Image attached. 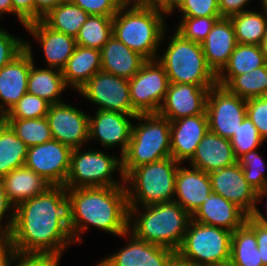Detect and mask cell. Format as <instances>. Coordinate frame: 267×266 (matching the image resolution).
Here are the masks:
<instances>
[{"instance_id": "cell-1", "label": "cell", "mask_w": 267, "mask_h": 266, "mask_svg": "<svg viewBox=\"0 0 267 266\" xmlns=\"http://www.w3.org/2000/svg\"><path fill=\"white\" fill-rule=\"evenodd\" d=\"M73 204L64 186H51L15 207L10 231L17 252L60 257L70 244Z\"/></svg>"}, {"instance_id": "cell-2", "label": "cell", "mask_w": 267, "mask_h": 266, "mask_svg": "<svg viewBox=\"0 0 267 266\" xmlns=\"http://www.w3.org/2000/svg\"><path fill=\"white\" fill-rule=\"evenodd\" d=\"M67 195L73 204L70 233L75 244L82 243L90 226L118 237L128 231L126 186L67 189Z\"/></svg>"}, {"instance_id": "cell-3", "label": "cell", "mask_w": 267, "mask_h": 266, "mask_svg": "<svg viewBox=\"0 0 267 266\" xmlns=\"http://www.w3.org/2000/svg\"><path fill=\"white\" fill-rule=\"evenodd\" d=\"M190 220L191 215L174 200L129 206L128 231L138 239L177 252Z\"/></svg>"}, {"instance_id": "cell-4", "label": "cell", "mask_w": 267, "mask_h": 266, "mask_svg": "<svg viewBox=\"0 0 267 266\" xmlns=\"http://www.w3.org/2000/svg\"><path fill=\"white\" fill-rule=\"evenodd\" d=\"M166 15L154 8L121 6L113 16L112 35L147 60H154L167 38Z\"/></svg>"}, {"instance_id": "cell-5", "label": "cell", "mask_w": 267, "mask_h": 266, "mask_svg": "<svg viewBox=\"0 0 267 266\" xmlns=\"http://www.w3.org/2000/svg\"><path fill=\"white\" fill-rule=\"evenodd\" d=\"M127 150L121 156L126 177L134 168L171 157L170 121L158 113L138 114Z\"/></svg>"}, {"instance_id": "cell-6", "label": "cell", "mask_w": 267, "mask_h": 266, "mask_svg": "<svg viewBox=\"0 0 267 266\" xmlns=\"http://www.w3.org/2000/svg\"><path fill=\"white\" fill-rule=\"evenodd\" d=\"M169 43L156 60L165 68L170 83H188L201 87L217 85V75L208 66L200 43L185 39L174 30Z\"/></svg>"}, {"instance_id": "cell-7", "label": "cell", "mask_w": 267, "mask_h": 266, "mask_svg": "<svg viewBox=\"0 0 267 266\" xmlns=\"http://www.w3.org/2000/svg\"><path fill=\"white\" fill-rule=\"evenodd\" d=\"M181 163L172 157L134 168L125 177L128 206L173 201L175 178Z\"/></svg>"}, {"instance_id": "cell-8", "label": "cell", "mask_w": 267, "mask_h": 266, "mask_svg": "<svg viewBox=\"0 0 267 266\" xmlns=\"http://www.w3.org/2000/svg\"><path fill=\"white\" fill-rule=\"evenodd\" d=\"M117 171L119 181L112 176ZM112 186H125L121 156L109 155L100 149H72L66 189Z\"/></svg>"}, {"instance_id": "cell-9", "label": "cell", "mask_w": 267, "mask_h": 266, "mask_svg": "<svg viewBox=\"0 0 267 266\" xmlns=\"http://www.w3.org/2000/svg\"><path fill=\"white\" fill-rule=\"evenodd\" d=\"M232 232L190 220L177 254L196 266L230 262Z\"/></svg>"}, {"instance_id": "cell-10", "label": "cell", "mask_w": 267, "mask_h": 266, "mask_svg": "<svg viewBox=\"0 0 267 266\" xmlns=\"http://www.w3.org/2000/svg\"><path fill=\"white\" fill-rule=\"evenodd\" d=\"M165 68L156 60H147L129 79L130 100L138 114L158 113L169 87Z\"/></svg>"}, {"instance_id": "cell-11", "label": "cell", "mask_w": 267, "mask_h": 266, "mask_svg": "<svg viewBox=\"0 0 267 266\" xmlns=\"http://www.w3.org/2000/svg\"><path fill=\"white\" fill-rule=\"evenodd\" d=\"M78 93L94 103L96 110L138 115L130 100L129 79L100 70Z\"/></svg>"}, {"instance_id": "cell-12", "label": "cell", "mask_w": 267, "mask_h": 266, "mask_svg": "<svg viewBox=\"0 0 267 266\" xmlns=\"http://www.w3.org/2000/svg\"><path fill=\"white\" fill-rule=\"evenodd\" d=\"M209 131L230 140L246 117V100L215 85L206 103Z\"/></svg>"}, {"instance_id": "cell-13", "label": "cell", "mask_w": 267, "mask_h": 266, "mask_svg": "<svg viewBox=\"0 0 267 266\" xmlns=\"http://www.w3.org/2000/svg\"><path fill=\"white\" fill-rule=\"evenodd\" d=\"M72 149L52 139L28 148L25 166L52 186H64L70 171Z\"/></svg>"}, {"instance_id": "cell-14", "label": "cell", "mask_w": 267, "mask_h": 266, "mask_svg": "<svg viewBox=\"0 0 267 266\" xmlns=\"http://www.w3.org/2000/svg\"><path fill=\"white\" fill-rule=\"evenodd\" d=\"M53 139L77 149L89 142V114L73 105L52 104L46 115Z\"/></svg>"}, {"instance_id": "cell-15", "label": "cell", "mask_w": 267, "mask_h": 266, "mask_svg": "<svg viewBox=\"0 0 267 266\" xmlns=\"http://www.w3.org/2000/svg\"><path fill=\"white\" fill-rule=\"evenodd\" d=\"M122 238L126 244L108 257L102 258L96 266H167L175 251L138 239L127 231Z\"/></svg>"}, {"instance_id": "cell-16", "label": "cell", "mask_w": 267, "mask_h": 266, "mask_svg": "<svg viewBox=\"0 0 267 266\" xmlns=\"http://www.w3.org/2000/svg\"><path fill=\"white\" fill-rule=\"evenodd\" d=\"M137 115L113 111L96 110L89 115V141L98 140V144L109 150L120 146V156L127 150L131 139L133 120Z\"/></svg>"}, {"instance_id": "cell-17", "label": "cell", "mask_w": 267, "mask_h": 266, "mask_svg": "<svg viewBox=\"0 0 267 266\" xmlns=\"http://www.w3.org/2000/svg\"><path fill=\"white\" fill-rule=\"evenodd\" d=\"M188 83H170L158 114L170 122L206 113L209 89Z\"/></svg>"}, {"instance_id": "cell-18", "label": "cell", "mask_w": 267, "mask_h": 266, "mask_svg": "<svg viewBox=\"0 0 267 266\" xmlns=\"http://www.w3.org/2000/svg\"><path fill=\"white\" fill-rule=\"evenodd\" d=\"M208 174L212 191L236 204L248 216L253 213L257 206V191L246 181L238 163Z\"/></svg>"}, {"instance_id": "cell-19", "label": "cell", "mask_w": 267, "mask_h": 266, "mask_svg": "<svg viewBox=\"0 0 267 266\" xmlns=\"http://www.w3.org/2000/svg\"><path fill=\"white\" fill-rule=\"evenodd\" d=\"M34 58L32 44L25 40V49L0 69V107L6 113L27 92L28 75Z\"/></svg>"}, {"instance_id": "cell-20", "label": "cell", "mask_w": 267, "mask_h": 266, "mask_svg": "<svg viewBox=\"0 0 267 266\" xmlns=\"http://www.w3.org/2000/svg\"><path fill=\"white\" fill-rule=\"evenodd\" d=\"M208 130L207 114L193 115L171 121V157L181 164L189 161Z\"/></svg>"}, {"instance_id": "cell-21", "label": "cell", "mask_w": 267, "mask_h": 266, "mask_svg": "<svg viewBox=\"0 0 267 266\" xmlns=\"http://www.w3.org/2000/svg\"><path fill=\"white\" fill-rule=\"evenodd\" d=\"M24 28L40 43L46 67L62 70L77 46L76 39L51 29L42 20L30 22Z\"/></svg>"}, {"instance_id": "cell-22", "label": "cell", "mask_w": 267, "mask_h": 266, "mask_svg": "<svg viewBox=\"0 0 267 266\" xmlns=\"http://www.w3.org/2000/svg\"><path fill=\"white\" fill-rule=\"evenodd\" d=\"M211 191L210 177L207 172L179 165L175 178L174 201L191 216L208 198Z\"/></svg>"}, {"instance_id": "cell-23", "label": "cell", "mask_w": 267, "mask_h": 266, "mask_svg": "<svg viewBox=\"0 0 267 266\" xmlns=\"http://www.w3.org/2000/svg\"><path fill=\"white\" fill-rule=\"evenodd\" d=\"M247 217L248 215L236 204L211 191L208 198L191 216V220L233 232L246 223Z\"/></svg>"}, {"instance_id": "cell-24", "label": "cell", "mask_w": 267, "mask_h": 266, "mask_svg": "<svg viewBox=\"0 0 267 266\" xmlns=\"http://www.w3.org/2000/svg\"><path fill=\"white\" fill-rule=\"evenodd\" d=\"M187 163H190L191 167L210 173L236 164L237 158L230 140L208 130Z\"/></svg>"}, {"instance_id": "cell-25", "label": "cell", "mask_w": 267, "mask_h": 266, "mask_svg": "<svg viewBox=\"0 0 267 266\" xmlns=\"http://www.w3.org/2000/svg\"><path fill=\"white\" fill-rule=\"evenodd\" d=\"M236 45L235 31L230 18L218 19L201 43L206 62L216 75L227 64Z\"/></svg>"}, {"instance_id": "cell-26", "label": "cell", "mask_w": 267, "mask_h": 266, "mask_svg": "<svg viewBox=\"0 0 267 266\" xmlns=\"http://www.w3.org/2000/svg\"><path fill=\"white\" fill-rule=\"evenodd\" d=\"M101 70L131 79L147 61L140 53L131 50L114 35L101 48Z\"/></svg>"}, {"instance_id": "cell-27", "label": "cell", "mask_w": 267, "mask_h": 266, "mask_svg": "<svg viewBox=\"0 0 267 266\" xmlns=\"http://www.w3.org/2000/svg\"><path fill=\"white\" fill-rule=\"evenodd\" d=\"M2 182L8 200L14 207L44 193L52 186L43 177L28 169L25 165L12 170L2 178Z\"/></svg>"}, {"instance_id": "cell-28", "label": "cell", "mask_w": 267, "mask_h": 266, "mask_svg": "<svg viewBox=\"0 0 267 266\" xmlns=\"http://www.w3.org/2000/svg\"><path fill=\"white\" fill-rule=\"evenodd\" d=\"M101 70V51L77 45L62 74L66 86L76 92Z\"/></svg>"}, {"instance_id": "cell-29", "label": "cell", "mask_w": 267, "mask_h": 266, "mask_svg": "<svg viewBox=\"0 0 267 266\" xmlns=\"http://www.w3.org/2000/svg\"><path fill=\"white\" fill-rule=\"evenodd\" d=\"M35 61L28 75L27 92L40 97L50 105L63 102L60 96L67 86L62 70L57 68H37Z\"/></svg>"}, {"instance_id": "cell-30", "label": "cell", "mask_w": 267, "mask_h": 266, "mask_svg": "<svg viewBox=\"0 0 267 266\" xmlns=\"http://www.w3.org/2000/svg\"><path fill=\"white\" fill-rule=\"evenodd\" d=\"M266 64L260 45L237 43L227 64L217 74V85L225 87L235 76Z\"/></svg>"}, {"instance_id": "cell-31", "label": "cell", "mask_w": 267, "mask_h": 266, "mask_svg": "<svg viewBox=\"0 0 267 266\" xmlns=\"http://www.w3.org/2000/svg\"><path fill=\"white\" fill-rule=\"evenodd\" d=\"M88 17L87 12L66 0L51 9L42 21L51 29L75 38Z\"/></svg>"}, {"instance_id": "cell-32", "label": "cell", "mask_w": 267, "mask_h": 266, "mask_svg": "<svg viewBox=\"0 0 267 266\" xmlns=\"http://www.w3.org/2000/svg\"><path fill=\"white\" fill-rule=\"evenodd\" d=\"M246 10L230 18L237 43L260 45L267 33V11Z\"/></svg>"}, {"instance_id": "cell-33", "label": "cell", "mask_w": 267, "mask_h": 266, "mask_svg": "<svg viewBox=\"0 0 267 266\" xmlns=\"http://www.w3.org/2000/svg\"><path fill=\"white\" fill-rule=\"evenodd\" d=\"M230 264L231 266H263L256 234L246 224L232 232Z\"/></svg>"}, {"instance_id": "cell-34", "label": "cell", "mask_w": 267, "mask_h": 266, "mask_svg": "<svg viewBox=\"0 0 267 266\" xmlns=\"http://www.w3.org/2000/svg\"><path fill=\"white\" fill-rule=\"evenodd\" d=\"M27 151V145L17 137L7 124L0 128L1 179L12 170L25 165Z\"/></svg>"}, {"instance_id": "cell-35", "label": "cell", "mask_w": 267, "mask_h": 266, "mask_svg": "<svg viewBox=\"0 0 267 266\" xmlns=\"http://www.w3.org/2000/svg\"><path fill=\"white\" fill-rule=\"evenodd\" d=\"M113 17L101 15H89L81 26L76 39V44L101 50L112 36Z\"/></svg>"}, {"instance_id": "cell-36", "label": "cell", "mask_w": 267, "mask_h": 266, "mask_svg": "<svg viewBox=\"0 0 267 266\" xmlns=\"http://www.w3.org/2000/svg\"><path fill=\"white\" fill-rule=\"evenodd\" d=\"M225 88L245 100L267 96V63L250 72L235 76Z\"/></svg>"}, {"instance_id": "cell-37", "label": "cell", "mask_w": 267, "mask_h": 266, "mask_svg": "<svg viewBox=\"0 0 267 266\" xmlns=\"http://www.w3.org/2000/svg\"><path fill=\"white\" fill-rule=\"evenodd\" d=\"M6 124L28 148L53 139L46 116L30 119H6Z\"/></svg>"}, {"instance_id": "cell-38", "label": "cell", "mask_w": 267, "mask_h": 266, "mask_svg": "<svg viewBox=\"0 0 267 266\" xmlns=\"http://www.w3.org/2000/svg\"><path fill=\"white\" fill-rule=\"evenodd\" d=\"M235 157L238 159L245 153L257 149L265 142L258 129L246 116L237 131L230 139Z\"/></svg>"}, {"instance_id": "cell-39", "label": "cell", "mask_w": 267, "mask_h": 266, "mask_svg": "<svg viewBox=\"0 0 267 266\" xmlns=\"http://www.w3.org/2000/svg\"><path fill=\"white\" fill-rule=\"evenodd\" d=\"M258 154L257 149L243 154L237 159V163L243 168L246 181L259 191L267 186V175H265V162L263 157Z\"/></svg>"}, {"instance_id": "cell-40", "label": "cell", "mask_w": 267, "mask_h": 266, "mask_svg": "<svg viewBox=\"0 0 267 266\" xmlns=\"http://www.w3.org/2000/svg\"><path fill=\"white\" fill-rule=\"evenodd\" d=\"M49 107L44 99L26 92L8 111L6 119L42 118L47 115Z\"/></svg>"}, {"instance_id": "cell-41", "label": "cell", "mask_w": 267, "mask_h": 266, "mask_svg": "<svg viewBox=\"0 0 267 266\" xmlns=\"http://www.w3.org/2000/svg\"><path fill=\"white\" fill-rule=\"evenodd\" d=\"M220 18L222 17H182L176 31L185 39L201 44Z\"/></svg>"}, {"instance_id": "cell-42", "label": "cell", "mask_w": 267, "mask_h": 266, "mask_svg": "<svg viewBox=\"0 0 267 266\" xmlns=\"http://www.w3.org/2000/svg\"><path fill=\"white\" fill-rule=\"evenodd\" d=\"M177 9L182 17H221L218 0H178L168 16Z\"/></svg>"}, {"instance_id": "cell-43", "label": "cell", "mask_w": 267, "mask_h": 266, "mask_svg": "<svg viewBox=\"0 0 267 266\" xmlns=\"http://www.w3.org/2000/svg\"><path fill=\"white\" fill-rule=\"evenodd\" d=\"M246 116L258 129L264 141L267 142V96L246 100Z\"/></svg>"}, {"instance_id": "cell-44", "label": "cell", "mask_w": 267, "mask_h": 266, "mask_svg": "<svg viewBox=\"0 0 267 266\" xmlns=\"http://www.w3.org/2000/svg\"><path fill=\"white\" fill-rule=\"evenodd\" d=\"M25 49V40L3 29L0 26V69L10 63Z\"/></svg>"}, {"instance_id": "cell-45", "label": "cell", "mask_w": 267, "mask_h": 266, "mask_svg": "<svg viewBox=\"0 0 267 266\" xmlns=\"http://www.w3.org/2000/svg\"><path fill=\"white\" fill-rule=\"evenodd\" d=\"M89 15L113 17L121 7L117 0H70Z\"/></svg>"}, {"instance_id": "cell-46", "label": "cell", "mask_w": 267, "mask_h": 266, "mask_svg": "<svg viewBox=\"0 0 267 266\" xmlns=\"http://www.w3.org/2000/svg\"><path fill=\"white\" fill-rule=\"evenodd\" d=\"M60 260V256L53 254L17 252L10 266H60Z\"/></svg>"}, {"instance_id": "cell-47", "label": "cell", "mask_w": 267, "mask_h": 266, "mask_svg": "<svg viewBox=\"0 0 267 266\" xmlns=\"http://www.w3.org/2000/svg\"><path fill=\"white\" fill-rule=\"evenodd\" d=\"M245 224L256 234L260 258L263 266H267V223L248 216Z\"/></svg>"}, {"instance_id": "cell-48", "label": "cell", "mask_w": 267, "mask_h": 266, "mask_svg": "<svg viewBox=\"0 0 267 266\" xmlns=\"http://www.w3.org/2000/svg\"><path fill=\"white\" fill-rule=\"evenodd\" d=\"M11 210H12V213H10ZM14 210H15V207L8 200V197L5 193L2 179L0 178V233H10L13 223H14ZM5 216L8 219H5ZM4 219L6 220L5 223H3Z\"/></svg>"}, {"instance_id": "cell-49", "label": "cell", "mask_w": 267, "mask_h": 266, "mask_svg": "<svg viewBox=\"0 0 267 266\" xmlns=\"http://www.w3.org/2000/svg\"><path fill=\"white\" fill-rule=\"evenodd\" d=\"M13 14L25 27L35 21V0H12Z\"/></svg>"}, {"instance_id": "cell-50", "label": "cell", "mask_w": 267, "mask_h": 266, "mask_svg": "<svg viewBox=\"0 0 267 266\" xmlns=\"http://www.w3.org/2000/svg\"><path fill=\"white\" fill-rule=\"evenodd\" d=\"M16 253L10 233H0V266H10Z\"/></svg>"}, {"instance_id": "cell-51", "label": "cell", "mask_w": 267, "mask_h": 266, "mask_svg": "<svg viewBox=\"0 0 267 266\" xmlns=\"http://www.w3.org/2000/svg\"><path fill=\"white\" fill-rule=\"evenodd\" d=\"M250 1L251 0H218L221 17L229 18L248 10L246 7L251 3Z\"/></svg>"}, {"instance_id": "cell-52", "label": "cell", "mask_w": 267, "mask_h": 266, "mask_svg": "<svg viewBox=\"0 0 267 266\" xmlns=\"http://www.w3.org/2000/svg\"><path fill=\"white\" fill-rule=\"evenodd\" d=\"M178 0H139L136 6L154 8L169 14L177 5Z\"/></svg>"}, {"instance_id": "cell-53", "label": "cell", "mask_w": 267, "mask_h": 266, "mask_svg": "<svg viewBox=\"0 0 267 266\" xmlns=\"http://www.w3.org/2000/svg\"><path fill=\"white\" fill-rule=\"evenodd\" d=\"M66 0H35V21L42 20L51 9Z\"/></svg>"}, {"instance_id": "cell-54", "label": "cell", "mask_w": 267, "mask_h": 266, "mask_svg": "<svg viewBox=\"0 0 267 266\" xmlns=\"http://www.w3.org/2000/svg\"><path fill=\"white\" fill-rule=\"evenodd\" d=\"M265 197H267V186L265 188L257 191V203H256V205H258L259 202L262 200V198H265ZM250 216L252 218L258 220L259 222L267 223V218L260 212V210L257 206L255 207L253 213Z\"/></svg>"}, {"instance_id": "cell-55", "label": "cell", "mask_w": 267, "mask_h": 266, "mask_svg": "<svg viewBox=\"0 0 267 266\" xmlns=\"http://www.w3.org/2000/svg\"><path fill=\"white\" fill-rule=\"evenodd\" d=\"M4 14L13 15V3L12 0H0V20Z\"/></svg>"}, {"instance_id": "cell-56", "label": "cell", "mask_w": 267, "mask_h": 266, "mask_svg": "<svg viewBox=\"0 0 267 266\" xmlns=\"http://www.w3.org/2000/svg\"><path fill=\"white\" fill-rule=\"evenodd\" d=\"M167 266H196L190 261L182 259L177 253L171 258Z\"/></svg>"}, {"instance_id": "cell-57", "label": "cell", "mask_w": 267, "mask_h": 266, "mask_svg": "<svg viewBox=\"0 0 267 266\" xmlns=\"http://www.w3.org/2000/svg\"><path fill=\"white\" fill-rule=\"evenodd\" d=\"M260 47H261L262 53L264 55L265 61L267 63V33L265 34L264 38L262 39Z\"/></svg>"}, {"instance_id": "cell-58", "label": "cell", "mask_w": 267, "mask_h": 266, "mask_svg": "<svg viewBox=\"0 0 267 266\" xmlns=\"http://www.w3.org/2000/svg\"><path fill=\"white\" fill-rule=\"evenodd\" d=\"M121 6L137 5L139 0H117Z\"/></svg>"}, {"instance_id": "cell-59", "label": "cell", "mask_w": 267, "mask_h": 266, "mask_svg": "<svg viewBox=\"0 0 267 266\" xmlns=\"http://www.w3.org/2000/svg\"><path fill=\"white\" fill-rule=\"evenodd\" d=\"M7 113L0 107V120H6Z\"/></svg>"}, {"instance_id": "cell-60", "label": "cell", "mask_w": 267, "mask_h": 266, "mask_svg": "<svg viewBox=\"0 0 267 266\" xmlns=\"http://www.w3.org/2000/svg\"><path fill=\"white\" fill-rule=\"evenodd\" d=\"M202 266H231L230 262L220 263V264H211V265H202Z\"/></svg>"}, {"instance_id": "cell-61", "label": "cell", "mask_w": 267, "mask_h": 266, "mask_svg": "<svg viewBox=\"0 0 267 266\" xmlns=\"http://www.w3.org/2000/svg\"><path fill=\"white\" fill-rule=\"evenodd\" d=\"M262 9H265L267 11V0H261Z\"/></svg>"}, {"instance_id": "cell-62", "label": "cell", "mask_w": 267, "mask_h": 266, "mask_svg": "<svg viewBox=\"0 0 267 266\" xmlns=\"http://www.w3.org/2000/svg\"><path fill=\"white\" fill-rule=\"evenodd\" d=\"M6 124V120H0V128H2Z\"/></svg>"}]
</instances>
